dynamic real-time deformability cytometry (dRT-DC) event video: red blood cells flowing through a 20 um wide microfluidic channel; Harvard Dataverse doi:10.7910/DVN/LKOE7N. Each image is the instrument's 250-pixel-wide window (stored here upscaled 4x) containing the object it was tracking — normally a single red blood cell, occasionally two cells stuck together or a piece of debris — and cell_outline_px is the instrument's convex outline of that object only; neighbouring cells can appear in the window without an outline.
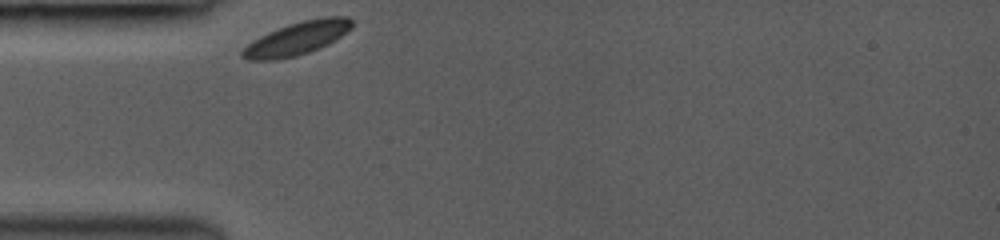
{"species": "common noctule bat (a hibernating species)", "species_latin": "Nyctalus noctula", "temperature_condition": "room temperature", "stored_images_in_passage": 8, "camera_frame_rate_fps": 3000, "um_per_image_px": 0.085, "animal": {"sex": "female", "body_mass_g": 19.0, "forearm_length_mm": 53.3}, "frame": {"image": 1, "passage_image": 1, "time_ms": 0.0, "image_size_px": [1000, 240], "cell_outline_px": [[352, 28], [328, 44], [320, 48], [296, 56], [276, 60], [248, 60], [240, 56], [240, 52], [252, 40], [268, 32], [288, 24], [304, 20], [324, 16], [348, 16], [352, 20]], "centroid_in_image_um": [25.24, 3.26], "position_along_channel_um": 59.8, "area_um2": 21.15}}
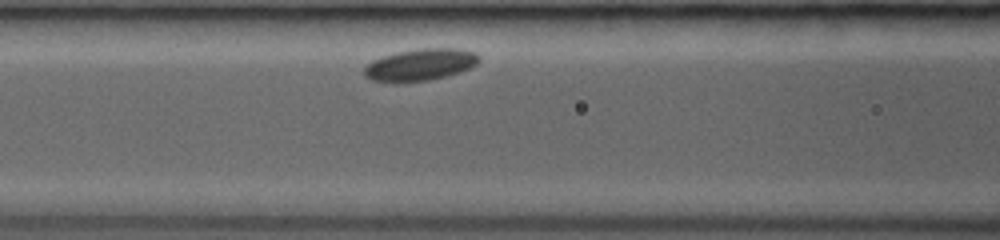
{"frame": {"image": 2, "passage_image": 5, "time_ms": 2.0, "image_size_px": [1000, 240], "cell_outline_px": [[480, 60], [476, 64], [460, 72], [448, 76], [428, 80], [396, 84], [392, 84], [372, 80], [364, 76], [364, 68], [372, 60], [396, 52], [420, 48], [460, 48], [476, 52], [480, 56]], "centroid_in_image_um": [35.71, 5.52], "position_along_channel_um": 130.9, "area_um2": 21.79}}
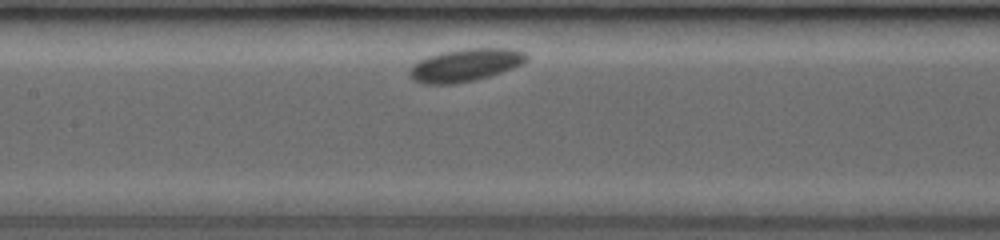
{"frame": {"image": 3, "passage_image": 7, "time_ms": 3.0, "image_size_px": [1000, 240], "cell_outline_px": [[528, 60], [524, 64], [476, 80], [456, 84], [424, 84], [412, 80], [408, 76], [408, 72], [412, 64], [428, 56], [444, 52], [464, 48], [508, 48], [524, 52], [528, 56]], "centroid_in_image_um": [39.53, 5.54], "position_along_channel_um": 167.9, "area_um2": 22.43}}